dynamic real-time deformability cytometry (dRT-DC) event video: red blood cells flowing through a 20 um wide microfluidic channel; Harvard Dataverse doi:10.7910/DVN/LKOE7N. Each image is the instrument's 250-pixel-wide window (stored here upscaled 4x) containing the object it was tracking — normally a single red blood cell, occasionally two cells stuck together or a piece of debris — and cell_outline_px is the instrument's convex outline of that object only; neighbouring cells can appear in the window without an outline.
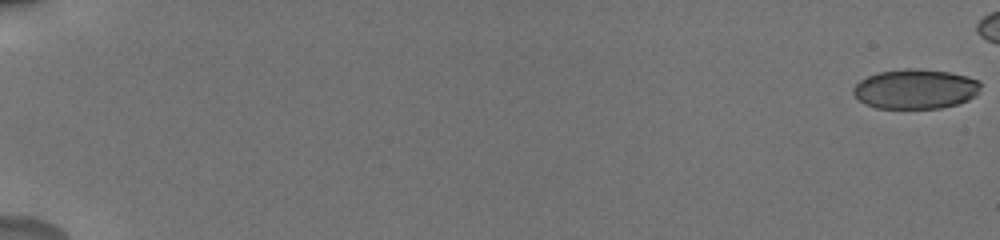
{"species": "human", "species_latin": "Homo sapiens", "temperature_condition": "cold", "stored_images_in_passage": 11, "camera_frame_rate_fps": 3000, "um_per_image_px": 0.085, "donor": {"sex": "male"}, "frame": {"image": 1, "passage_image": 1, "time_ms": 0.0, "image_size_px": [1000, 240], "cell_outline_px": [[980, 84], [976, 96], [968, 100], [956, 104], [940, 108], [876, 108], [864, 104], [852, 92], [852, 88], [860, 80], [876, 72], [904, 68], [916, 68], [948, 72], [968, 76], [980, 80]], "centroid_in_image_um": [77.8, 7.56], "position_along_channel_um": 7.2, "area_um2": 29.65}}